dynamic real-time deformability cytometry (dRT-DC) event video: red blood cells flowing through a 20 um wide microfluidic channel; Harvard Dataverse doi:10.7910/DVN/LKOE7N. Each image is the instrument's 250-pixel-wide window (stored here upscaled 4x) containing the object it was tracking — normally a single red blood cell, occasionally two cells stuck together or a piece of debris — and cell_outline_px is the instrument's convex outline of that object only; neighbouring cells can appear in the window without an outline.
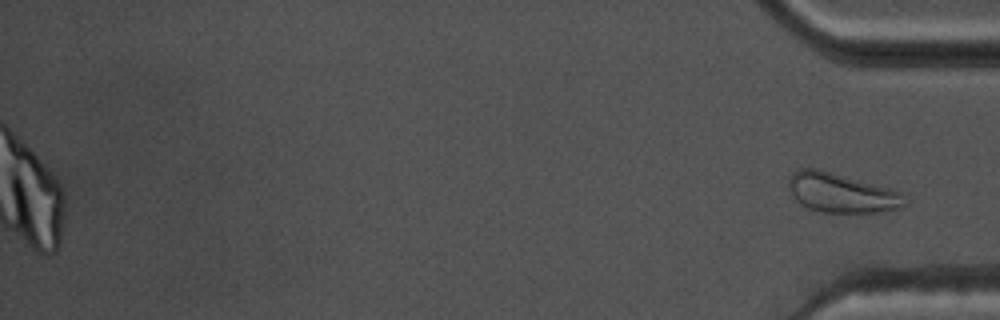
{"species": "common noctule bat (a hibernating species)", "species_latin": "Nyctalus noctula", "temperature_condition": "warm", "stored_images_in_passage": 56, "camera_frame_rate_fps": 3000, "um_per_image_px": 0.085, "animal": {"sex": "male", "body_mass_g": 17.5, "forearm_length_mm": 52.3}, "frame": {"image": 1, "passage_image": 56, "time_ms": 18.333, "image_size_px": [1000, 320], "cell_outline_px": [[904, 208], [876, 212], [824, 212], [808, 208], [800, 204], [796, 200], [788, 188], [788, 180], [792, 172], [800, 168], [812, 168], [832, 172], [892, 188], [900, 192], [904, 204]], "centroid_in_image_um": [71.49, 16.38], "position_along_channel_um": 363.7, "area_um2": 26.59}}